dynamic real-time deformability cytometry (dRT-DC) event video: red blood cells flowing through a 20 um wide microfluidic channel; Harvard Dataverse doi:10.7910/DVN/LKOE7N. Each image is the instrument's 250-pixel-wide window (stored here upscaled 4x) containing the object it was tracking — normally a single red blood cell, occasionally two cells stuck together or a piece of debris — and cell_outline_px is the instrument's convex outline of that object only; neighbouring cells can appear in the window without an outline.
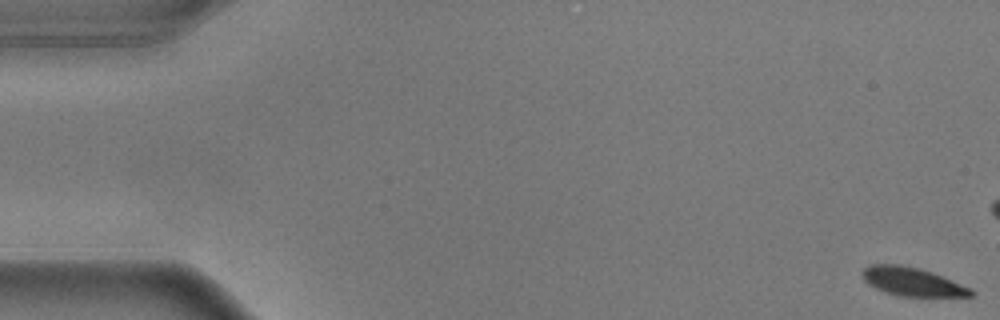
{"species": "common noctule bat (a hibernating species)", "species_latin": "Nyctalus noctula", "temperature_condition": "warm", "stored_images_in_passage": 18, "camera_frame_rate_fps": 3000, "um_per_image_px": 0.085, "animal": {"sex": "male", "body_mass_g": 17.9}, "frame": {"image": 1, "passage_image": 1, "time_ms": 0.0, "image_size_px": [1000, 320], "cell_outline_px": [[976, 292], [972, 296], [900, 296], [884, 292], [868, 284], [864, 280], [860, 272], [868, 264], [900, 264], [920, 268], [932, 272], [972, 288]], "centroid_in_image_um": [77.53, 23.93], "position_along_channel_um": 7.5, "area_um2": 18.21}}